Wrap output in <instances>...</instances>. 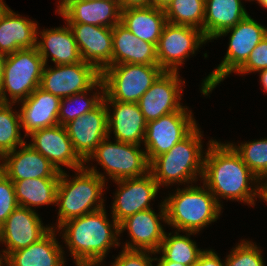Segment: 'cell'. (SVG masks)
<instances>
[{
    "instance_id": "1",
    "label": "cell",
    "mask_w": 267,
    "mask_h": 266,
    "mask_svg": "<svg viewBox=\"0 0 267 266\" xmlns=\"http://www.w3.org/2000/svg\"><path fill=\"white\" fill-rule=\"evenodd\" d=\"M207 147L202 180L216 202L222 207L221 197L255 206L256 197L260 198L261 182L244 164L240 154L230 142L224 144L216 139H210Z\"/></svg>"
},
{
    "instance_id": "2",
    "label": "cell",
    "mask_w": 267,
    "mask_h": 266,
    "mask_svg": "<svg viewBox=\"0 0 267 266\" xmlns=\"http://www.w3.org/2000/svg\"><path fill=\"white\" fill-rule=\"evenodd\" d=\"M105 207L62 223V238L77 266L101 265L109 250L120 246L119 224L107 219ZM109 220V221H108ZM63 231V233H62Z\"/></svg>"
},
{
    "instance_id": "3",
    "label": "cell",
    "mask_w": 267,
    "mask_h": 266,
    "mask_svg": "<svg viewBox=\"0 0 267 266\" xmlns=\"http://www.w3.org/2000/svg\"><path fill=\"white\" fill-rule=\"evenodd\" d=\"M67 176L63 170L57 186L56 205L59 209L56 230L67 220L104 208L102 192L106 177L103 173L87 165L77 169L74 178Z\"/></svg>"
},
{
    "instance_id": "4",
    "label": "cell",
    "mask_w": 267,
    "mask_h": 266,
    "mask_svg": "<svg viewBox=\"0 0 267 266\" xmlns=\"http://www.w3.org/2000/svg\"><path fill=\"white\" fill-rule=\"evenodd\" d=\"M196 126L184 139L176 143L168 152L154 158L149 172L161 187L180 183H194L203 175L204 156L202 132ZM194 181V182H193Z\"/></svg>"
},
{
    "instance_id": "5",
    "label": "cell",
    "mask_w": 267,
    "mask_h": 266,
    "mask_svg": "<svg viewBox=\"0 0 267 266\" xmlns=\"http://www.w3.org/2000/svg\"><path fill=\"white\" fill-rule=\"evenodd\" d=\"M187 186L177 188L175 193L164 199L166 223L177 228L178 232L198 233L217 221L222 207L204 184L199 187L192 184Z\"/></svg>"
},
{
    "instance_id": "6",
    "label": "cell",
    "mask_w": 267,
    "mask_h": 266,
    "mask_svg": "<svg viewBox=\"0 0 267 266\" xmlns=\"http://www.w3.org/2000/svg\"><path fill=\"white\" fill-rule=\"evenodd\" d=\"M229 46L224 59L201 84V93L206 96L212 92L229 74L236 72L248 59L255 46L267 35V27L255 21L249 14L235 26L223 31L217 38L227 36Z\"/></svg>"
},
{
    "instance_id": "7",
    "label": "cell",
    "mask_w": 267,
    "mask_h": 266,
    "mask_svg": "<svg viewBox=\"0 0 267 266\" xmlns=\"http://www.w3.org/2000/svg\"><path fill=\"white\" fill-rule=\"evenodd\" d=\"M44 66L36 47L6 55L0 83V103L16 104L25 100L40 87Z\"/></svg>"
},
{
    "instance_id": "8",
    "label": "cell",
    "mask_w": 267,
    "mask_h": 266,
    "mask_svg": "<svg viewBox=\"0 0 267 266\" xmlns=\"http://www.w3.org/2000/svg\"><path fill=\"white\" fill-rule=\"evenodd\" d=\"M163 71L159 65H110L101 72L103 100L138 103Z\"/></svg>"
},
{
    "instance_id": "9",
    "label": "cell",
    "mask_w": 267,
    "mask_h": 266,
    "mask_svg": "<svg viewBox=\"0 0 267 266\" xmlns=\"http://www.w3.org/2000/svg\"><path fill=\"white\" fill-rule=\"evenodd\" d=\"M140 147L138 144L117 140L113 143L106 137L97 145L85 165L96 159L112 181L141 177L149 172L150 163L146 151L139 149Z\"/></svg>"
},
{
    "instance_id": "10",
    "label": "cell",
    "mask_w": 267,
    "mask_h": 266,
    "mask_svg": "<svg viewBox=\"0 0 267 266\" xmlns=\"http://www.w3.org/2000/svg\"><path fill=\"white\" fill-rule=\"evenodd\" d=\"M188 109L184 106L177 112L147 122L143 143L149 163L168 152L197 126L193 113Z\"/></svg>"
},
{
    "instance_id": "11",
    "label": "cell",
    "mask_w": 267,
    "mask_h": 266,
    "mask_svg": "<svg viewBox=\"0 0 267 266\" xmlns=\"http://www.w3.org/2000/svg\"><path fill=\"white\" fill-rule=\"evenodd\" d=\"M205 42L207 39L200 29L167 22L156 45L158 65L164 71L178 72L186 58Z\"/></svg>"
},
{
    "instance_id": "12",
    "label": "cell",
    "mask_w": 267,
    "mask_h": 266,
    "mask_svg": "<svg viewBox=\"0 0 267 266\" xmlns=\"http://www.w3.org/2000/svg\"><path fill=\"white\" fill-rule=\"evenodd\" d=\"M55 67L44 66L40 88L60 98L89 90L101 78V73L84 61Z\"/></svg>"
},
{
    "instance_id": "13",
    "label": "cell",
    "mask_w": 267,
    "mask_h": 266,
    "mask_svg": "<svg viewBox=\"0 0 267 266\" xmlns=\"http://www.w3.org/2000/svg\"><path fill=\"white\" fill-rule=\"evenodd\" d=\"M43 225L34 208L18 206L0 227V243L7 247L0 254L2 261L11 252L38 242L52 228H55Z\"/></svg>"
},
{
    "instance_id": "14",
    "label": "cell",
    "mask_w": 267,
    "mask_h": 266,
    "mask_svg": "<svg viewBox=\"0 0 267 266\" xmlns=\"http://www.w3.org/2000/svg\"><path fill=\"white\" fill-rule=\"evenodd\" d=\"M179 76V71H163L140 97L138 105L146 122L157 120L184 107L180 101L183 92L181 87L185 81Z\"/></svg>"
},
{
    "instance_id": "15",
    "label": "cell",
    "mask_w": 267,
    "mask_h": 266,
    "mask_svg": "<svg viewBox=\"0 0 267 266\" xmlns=\"http://www.w3.org/2000/svg\"><path fill=\"white\" fill-rule=\"evenodd\" d=\"M114 182L119 187L112 203L111 216L118 224L137 212L150 209V202L160 188L150 172L141 177Z\"/></svg>"
},
{
    "instance_id": "16",
    "label": "cell",
    "mask_w": 267,
    "mask_h": 266,
    "mask_svg": "<svg viewBox=\"0 0 267 266\" xmlns=\"http://www.w3.org/2000/svg\"><path fill=\"white\" fill-rule=\"evenodd\" d=\"M74 151L85 162L108 137V111L104 100L93 110L64 125Z\"/></svg>"
},
{
    "instance_id": "17",
    "label": "cell",
    "mask_w": 267,
    "mask_h": 266,
    "mask_svg": "<svg viewBox=\"0 0 267 266\" xmlns=\"http://www.w3.org/2000/svg\"><path fill=\"white\" fill-rule=\"evenodd\" d=\"M157 215L152 208L135 213L119 224V233L128 230L130 242L124 243V249L147 250L157 252L164 239L165 231L161 220L166 224V208L164 202L160 203Z\"/></svg>"
},
{
    "instance_id": "18",
    "label": "cell",
    "mask_w": 267,
    "mask_h": 266,
    "mask_svg": "<svg viewBox=\"0 0 267 266\" xmlns=\"http://www.w3.org/2000/svg\"><path fill=\"white\" fill-rule=\"evenodd\" d=\"M29 136L32 138L29 145L47 158L58 171H63L61 166L75 171L85 166V162L74 151L63 125L43 128L32 132Z\"/></svg>"
},
{
    "instance_id": "19",
    "label": "cell",
    "mask_w": 267,
    "mask_h": 266,
    "mask_svg": "<svg viewBox=\"0 0 267 266\" xmlns=\"http://www.w3.org/2000/svg\"><path fill=\"white\" fill-rule=\"evenodd\" d=\"M74 35L81 58L100 73L112 65V28L84 23H67Z\"/></svg>"
},
{
    "instance_id": "20",
    "label": "cell",
    "mask_w": 267,
    "mask_h": 266,
    "mask_svg": "<svg viewBox=\"0 0 267 266\" xmlns=\"http://www.w3.org/2000/svg\"><path fill=\"white\" fill-rule=\"evenodd\" d=\"M56 13L67 23H84L113 28L121 23L119 0H60Z\"/></svg>"
},
{
    "instance_id": "21",
    "label": "cell",
    "mask_w": 267,
    "mask_h": 266,
    "mask_svg": "<svg viewBox=\"0 0 267 266\" xmlns=\"http://www.w3.org/2000/svg\"><path fill=\"white\" fill-rule=\"evenodd\" d=\"M0 160V170L12 182L33 178H60L61 172L26 143L18 151L15 149L6 153Z\"/></svg>"
},
{
    "instance_id": "22",
    "label": "cell",
    "mask_w": 267,
    "mask_h": 266,
    "mask_svg": "<svg viewBox=\"0 0 267 266\" xmlns=\"http://www.w3.org/2000/svg\"><path fill=\"white\" fill-rule=\"evenodd\" d=\"M108 111V137L113 131L115 140L141 145L144 142L147 122L138 103L104 100ZM110 104L113 111L110 110Z\"/></svg>"
},
{
    "instance_id": "23",
    "label": "cell",
    "mask_w": 267,
    "mask_h": 266,
    "mask_svg": "<svg viewBox=\"0 0 267 266\" xmlns=\"http://www.w3.org/2000/svg\"><path fill=\"white\" fill-rule=\"evenodd\" d=\"M61 98L36 88L25 100L21 101L20 122L25 130V138L32 132L58 125Z\"/></svg>"
},
{
    "instance_id": "24",
    "label": "cell",
    "mask_w": 267,
    "mask_h": 266,
    "mask_svg": "<svg viewBox=\"0 0 267 266\" xmlns=\"http://www.w3.org/2000/svg\"><path fill=\"white\" fill-rule=\"evenodd\" d=\"M37 31L36 22L16 14L7 6L0 15V52L8 55L36 47Z\"/></svg>"
},
{
    "instance_id": "25",
    "label": "cell",
    "mask_w": 267,
    "mask_h": 266,
    "mask_svg": "<svg viewBox=\"0 0 267 266\" xmlns=\"http://www.w3.org/2000/svg\"><path fill=\"white\" fill-rule=\"evenodd\" d=\"M55 228L28 247L11 252L3 266H65L64 250L56 240Z\"/></svg>"
},
{
    "instance_id": "26",
    "label": "cell",
    "mask_w": 267,
    "mask_h": 266,
    "mask_svg": "<svg viewBox=\"0 0 267 266\" xmlns=\"http://www.w3.org/2000/svg\"><path fill=\"white\" fill-rule=\"evenodd\" d=\"M38 34L42 41H36V48L45 65H47L49 56L55 65H68L83 61L68 24L63 27L43 29L37 32Z\"/></svg>"
},
{
    "instance_id": "27",
    "label": "cell",
    "mask_w": 267,
    "mask_h": 266,
    "mask_svg": "<svg viewBox=\"0 0 267 266\" xmlns=\"http://www.w3.org/2000/svg\"><path fill=\"white\" fill-rule=\"evenodd\" d=\"M112 65H158L156 46L137 38L121 23L112 28Z\"/></svg>"
},
{
    "instance_id": "28",
    "label": "cell",
    "mask_w": 267,
    "mask_h": 266,
    "mask_svg": "<svg viewBox=\"0 0 267 266\" xmlns=\"http://www.w3.org/2000/svg\"><path fill=\"white\" fill-rule=\"evenodd\" d=\"M242 0H205L203 34L207 41L217 39L247 15Z\"/></svg>"
},
{
    "instance_id": "29",
    "label": "cell",
    "mask_w": 267,
    "mask_h": 266,
    "mask_svg": "<svg viewBox=\"0 0 267 266\" xmlns=\"http://www.w3.org/2000/svg\"><path fill=\"white\" fill-rule=\"evenodd\" d=\"M167 23L164 9L154 6L130 8L121 11V24L137 38L155 46Z\"/></svg>"
},
{
    "instance_id": "30",
    "label": "cell",
    "mask_w": 267,
    "mask_h": 266,
    "mask_svg": "<svg viewBox=\"0 0 267 266\" xmlns=\"http://www.w3.org/2000/svg\"><path fill=\"white\" fill-rule=\"evenodd\" d=\"M60 178H33L13 182L19 206L32 209L34 206L55 205Z\"/></svg>"
},
{
    "instance_id": "31",
    "label": "cell",
    "mask_w": 267,
    "mask_h": 266,
    "mask_svg": "<svg viewBox=\"0 0 267 266\" xmlns=\"http://www.w3.org/2000/svg\"><path fill=\"white\" fill-rule=\"evenodd\" d=\"M185 235L179 234L177 231L171 236V233L165 232L164 239L160 248L155 253H161L167 261H173L186 266L197 263L200 254L204 251L196 246V242L191 240L190 235L195 232H186Z\"/></svg>"
},
{
    "instance_id": "32",
    "label": "cell",
    "mask_w": 267,
    "mask_h": 266,
    "mask_svg": "<svg viewBox=\"0 0 267 266\" xmlns=\"http://www.w3.org/2000/svg\"><path fill=\"white\" fill-rule=\"evenodd\" d=\"M93 89H96L98 92L95 94L93 93L91 97H87V92L89 93V91H93ZM103 99L104 85L100 78L89 90L61 98L58 123L64 126L75 118L80 117L81 115L96 108Z\"/></svg>"
},
{
    "instance_id": "33",
    "label": "cell",
    "mask_w": 267,
    "mask_h": 266,
    "mask_svg": "<svg viewBox=\"0 0 267 266\" xmlns=\"http://www.w3.org/2000/svg\"><path fill=\"white\" fill-rule=\"evenodd\" d=\"M164 12L168 23L192 26L203 32L205 0H172Z\"/></svg>"
},
{
    "instance_id": "34",
    "label": "cell",
    "mask_w": 267,
    "mask_h": 266,
    "mask_svg": "<svg viewBox=\"0 0 267 266\" xmlns=\"http://www.w3.org/2000/svg\"><path fill=\"white\" fill-rule=\"evenodd\" d=\"M14 104L0 103V159L26 142L21 137L20 113L13 111Z\"/></svg>"
},
{
    "instance_id": "35",
    "label": "cell",
    "mask_w": 267,
    "mask_h": 266,
    "mask_svg": "<svg viewBox=\"0 0 267 266\" xmlns=\"http://www.w3.org/2000/svg\"><path fill=\"white\" fill-rule=\"evenodd\" d=\"M240 154L244 164L261 180L267 175V138L244 142L237 146L230 143Z\"/></svg>"
},
{
    "instance_id": "36",
    "label": "cell",
    "mask_w": 267,
    "mask_h": 266,
    "mask_svg": "<svg viewBox=\"0 0 267 266\" xmlns=\"http://www.w3.org/2000/svg\"><path fill=\"white\" fill-rule=\"evenodd\" d=\"M261 252L254 242L244 239L226 256L225 266H265Z\"/></svg>"
},
{
    "instance_id": "37",
    "label": "cell",
    "mask_w": 267,
    "mask_h": 266,
    "mask_svg": "<svg viewBox=\"0 0 267 266\" xmlns=\"http://www.w3.org/2000/svg\"><path fill=\"white\" fill-rule=\"evenodd\" d=\"M18 206L13 182L0 170V227Z\"/></svg>"
},
{
    "instance_id": "38",
    "label": "cell",
    "mask_w": 267,
    "mask_h": 266,
    "mask_svg": "<svg viewBox=\"0 0 267 266\" xmlns=\"http://www.w3.org/2000/svg\"><path fill=\"white\" fill-rule=\"evenodd\" d=\"M267 69V35L255 46L246 62L236 71L238 74L258 72Z\"/></svg>"
},
{
    "instance_id": "39",
    "label": "cell",
    "mask_w": 267,
    "mask_h": 266,
    "mask_svg": "<svg viewBox=\"0 0 267 266\" xmlns=\"http://www.w3.org/2000/svg\"><path fill=\"white\" fill-rule=\"evenodd\" d=\"M115 258V261L111 263V266H153V261L150 254L155 252L147 250H128L124 249Z\"/></svg>"
},
{
    "instance_id": "40",
    "label": "cell",
    "mask_w": 267,
    "mask_h": 266,
    "mask_svg": "<svg viewBox=\"0 0 267 266\" xmlns=\"http://www.w3.org/2000/svg\"><path fill=\"white\" fill-rule=\"evenodd\" d=\"M191 266H225V262L212 249H206L200 254L197 263Z\"/></svg>"
},
{
    "instance_id": "41",
    "label": "cell",
    "mask_w": 267,
    "mask_h": 266,
    "mask_svg": "<svg viewBox=\"0 0 267 266\" xmlns=\"http://www.w3.org/2000/svg\"><path fill=\"white\" fill-rule=\"evenodd\" d=\"M121 10L153 6V0H119Z\"/></svg>"
},
{
    "instance_id": "42",
    "label": "cell",
    "mask_w": 267,
    "mask_h": 266,
    "mask_svg": "<svg viewBox=\"0 0 267 266\" xmlns=\"http://www.w3.org/2000/svg\"><path fill=\"white\" fill-rule=\"evenodd\" d=\"M155 261H157L156 266H186L180 263H175L173 261H167L162 255L159 258H155Z\"/></svg>"
},
{
    "instance_id": "43",
    "label": "cell",
    "mask_w": 267,
    "mask_h": 266,
    "mask_svg": "<svg viewBox=\"0 0 267 266\" xmlns=\"http://www.w3.org/2000/svg\"><path fill=\"white\" fill-rule=\"evenodd\" d=\"M267 178V175H265L260 182H262L263 180H265ZM267 180V179H266ZM265 180V182L260 184V199L265 200V202L267 203V181Z\"/></svg>"
},
{
    "instance_id": "44",
    "label": "cell",
    "mask_w": 267,
    "mask_h": 266,
    "mask_svg": "<svg viewBox=\"0 0 267 266\" xmlns=\"http://www.w3.org/2000/svg\"><path fill=\"white\" fill-rule=\"evenodd\" d=\"M260 76V82L263 85V90L267 92V69L258 71Z\"/></svg>"
},
{
    "instance_id": "45",
    "label": "cell",
    "mask_w": 267,
    "mask_h": 266,
    "mask_svg": "<svg viewBox=\"0 0 267 266\" xmlns=\"http://www.w3.org/2000/svg\"><path fill=\"white\" fill-rule=\"evenodd\" d=\"M172 0H153V6L165 9Z\"/></svg>"
},
{
    "instance_id": "46",
    "label": "cell",
    "mask_w": 267,
    "mask_h": 266,
    "mask_svg": "<svg viewBox=\"0 0 267 266\" xmlns=\"http://www.w3.org/2000/svg\"><path fill=\"white\" fill-rule=\"evenodd\" d=\"M6 55L2 52H0V83L2 80V73H3V64L5 60Z\"/></svg>"
},
{
    "instance_id": "47",
    "label": "cell",
    "mask_w": 267,
    "mask_h": 266,
    "mask_svg": "<svg viewBox=\"0 0 267 266\" xmlns=\"http://www.w3.org/2000/svg\"><path fill=\"white\" fill-rule=\"evenodd\" d=\"M257 3L260 4V6L264 7L265 9L267 8V0H256Z\"/></svg>"
},
{
    "instance_id": "48",
    "label": "cell",
    "mask_w": 267,
    "mask_h": 266,
    "mask_svg": "<svg viewBox=\"0 0 267 266\" xmlns=\"http://www.w3.org/2000/svg\"><path fill=\"white\" fill-rule=\"evenodd\" d=\"M7 5L3 2V0H0V15L5 10Z\"/></svg>"
},
{
    "instance_id": "49",
    "label": "cell",
    "mask_w": 267,
    "mask_h": 266,
    "mask_svg": "<svg viewBox=\"0 0 267 266\" xmlns=\"http://www.w3.org/2000/svg\"><path fill=\"white\" fill-rule=\"evenodd\" d=\"M2 263H3V262H2V259H1V256H0V266H3Z\"/></svg>"
},
{
    "instance_id": "50",
    "label": "cell",
    "mask_w": 267,
    "mask_h": 266,
    "mask_svg": "<svg viewBox=\"0 0 267 266\" xmlns=\"http://www.w3.org/2000/svg\"><path fill=\"white\" fill-rule=\"evenodd\" d=\"M83 266H102V265H83Z\"/></svg>"
}]
</instances>
